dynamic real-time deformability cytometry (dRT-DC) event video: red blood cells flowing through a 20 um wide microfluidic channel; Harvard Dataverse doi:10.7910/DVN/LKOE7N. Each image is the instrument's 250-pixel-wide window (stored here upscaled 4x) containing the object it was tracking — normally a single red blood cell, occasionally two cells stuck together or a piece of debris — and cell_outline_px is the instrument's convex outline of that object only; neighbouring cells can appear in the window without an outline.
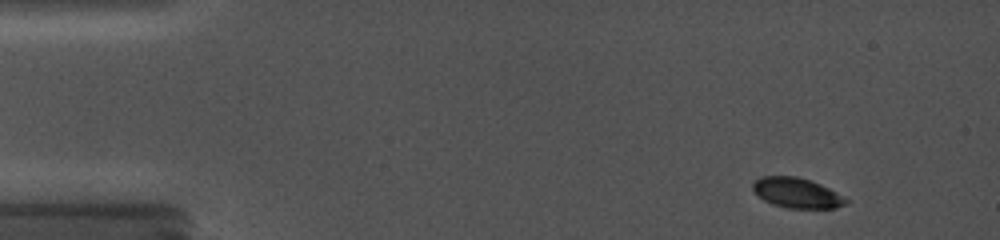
{"species": "common noctule bat (a hibernating species)", "species_latin": "Nyctalus noctula", "temperature_condition": "cold", "stored_images_in_passage": 38, "camera_frame_rate_fps": 5000, "um_per_image_px": 0.085, "animal": {"sex": "female", "body_mass_g": 19.0, "forearm_length_mm": 56.7}, "frame": {"image": 1, "passage_image": 2, "time_ms": 0.8, "image_size_px": [1000, 240], "cell_outline_px": [[848, 204], [836, 208], [788, 208], [772, 204], [764, 200], [752, 188], [752, 184], [760, 176], [796, 176], [820, 184], [836, 192], [848, 200]], "centroid_in_image_um": [67.73, 16.4], "position_along_channel_um": 17.3, "area_um2": 16.18}}
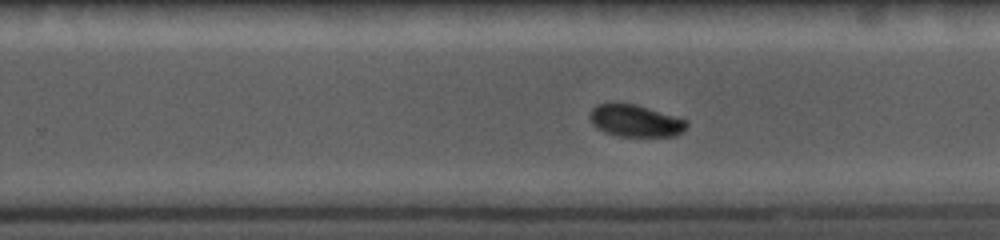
{"frame": {"image": 2, "passage_image": 21, "time_ms": 10.4, "image_size_px": [1000, 240], "cell_outline_px": [[688, 124], [676, 136], [620, 136], [604, 132], [592, 124], [592, 108], [596, 104], [636, 104], [688, 120]], "centroid_in_image_um": [54.04, 10.27], "position_along_channel_um": 275.8, "area_um2": 17.69}}
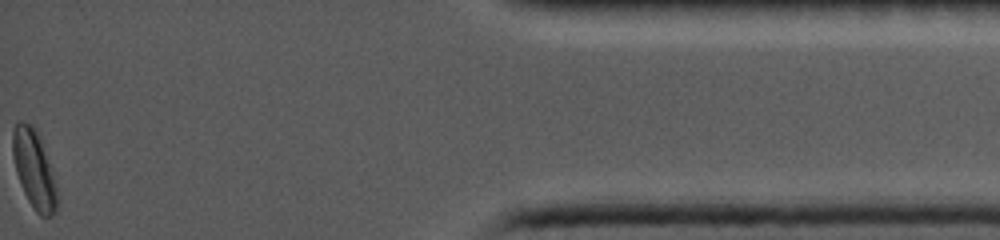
{"frame": {"image": 3, "passage_image": 38, "time_ms": 16.0, "image_size_px": [1000, 240], "cell_outline_px": [[60, 204], [56, 212], [52, 216], [40, 216], [36, 212], [28, 200], [24, 192], [16, 172], [12, 156], [12, 132], [16, 120], [24, 120], [32, 124], [36, 128], [40, 136], [56, 188]], "centroid_in_image_um": [2.88, 14.36], "position_along_channel_um": 432.3, "area_um2": 20.46}}